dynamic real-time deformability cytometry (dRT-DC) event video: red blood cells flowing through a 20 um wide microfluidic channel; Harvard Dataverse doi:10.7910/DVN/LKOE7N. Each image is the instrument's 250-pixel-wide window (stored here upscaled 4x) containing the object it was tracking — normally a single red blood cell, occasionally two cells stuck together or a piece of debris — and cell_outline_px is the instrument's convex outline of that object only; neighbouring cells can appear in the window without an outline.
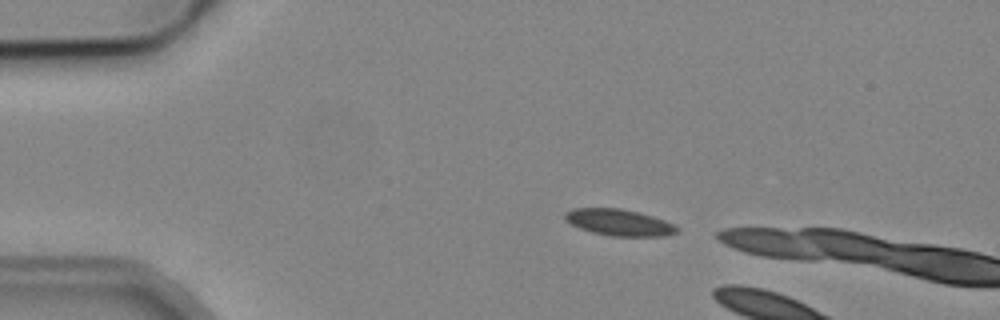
{"species": "common noctule bat (a hibernating species)", "species_latin": "Nyctalus noctula", "temperature_condition": "cold", "stored_images_in_passage": 2, "camera_frame_rate_fps": 3000, "um_per_image_px": 0.085, "animal": {"sex": "male", "body_mass_g": 19.2, "forearm_length_mm": 51.8}, "frame": {"image": 1, "passage_image": 1, "time_ms": 0.0, "image_size_px": [1000, 320], "cell_outline_px": [[680, 228], [676, 232], [664, 236], [612, 236], [592, 232], [580, 228], [564, 220], [564, 212], [572, 208], [620, 208], [640, 212], [664, 220]], "centroid_in_image_um": [52.59, 18.9], "position_along_channel_um": 32.4, "area_um2": 17.28}}